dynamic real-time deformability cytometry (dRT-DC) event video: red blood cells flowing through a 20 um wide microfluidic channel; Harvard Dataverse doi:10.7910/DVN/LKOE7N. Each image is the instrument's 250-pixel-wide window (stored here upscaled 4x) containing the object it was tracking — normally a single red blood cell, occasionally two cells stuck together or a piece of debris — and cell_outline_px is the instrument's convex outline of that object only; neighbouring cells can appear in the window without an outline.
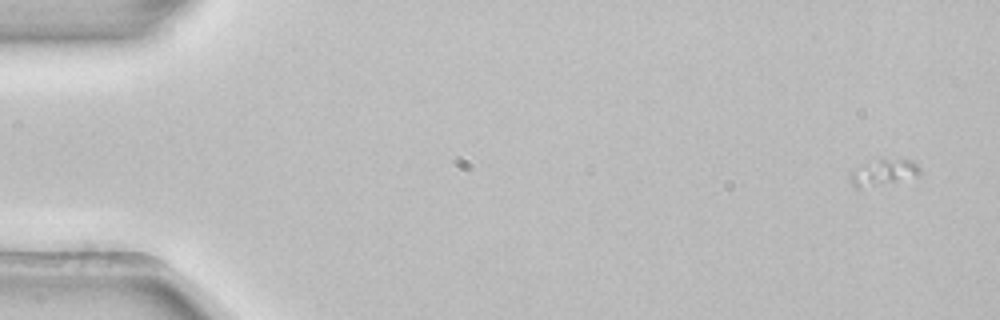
{"species": "common noctule bat (a hibernating species)", "species_latin": "Nyctalus noctula", "temperature_condition": "room temperature", "stored_images_in_passage": 5, "camera_frame_rate_fps": 3000, "um_per_image_px": 0.085, "animal": {"sex": "female", "body_mass_g": 22.7, "forearm_length_mm": 54.2}, "frame": {"image": 1, "passage_image": 1, "time_ms": 0.0, "image_size_px": [1000, 320], "cell_outline_px": [[920, 172], [916, 176], [856, 188], [848, 180], [848, 176], [852, 172], [864, 164], [884, 156], [900, 156], [916, 164], [920, 168]], "centroid_in_image_um": [75.09, 14.56], "position_along_channel_um": 9.9, "area_um2": 10.52}}